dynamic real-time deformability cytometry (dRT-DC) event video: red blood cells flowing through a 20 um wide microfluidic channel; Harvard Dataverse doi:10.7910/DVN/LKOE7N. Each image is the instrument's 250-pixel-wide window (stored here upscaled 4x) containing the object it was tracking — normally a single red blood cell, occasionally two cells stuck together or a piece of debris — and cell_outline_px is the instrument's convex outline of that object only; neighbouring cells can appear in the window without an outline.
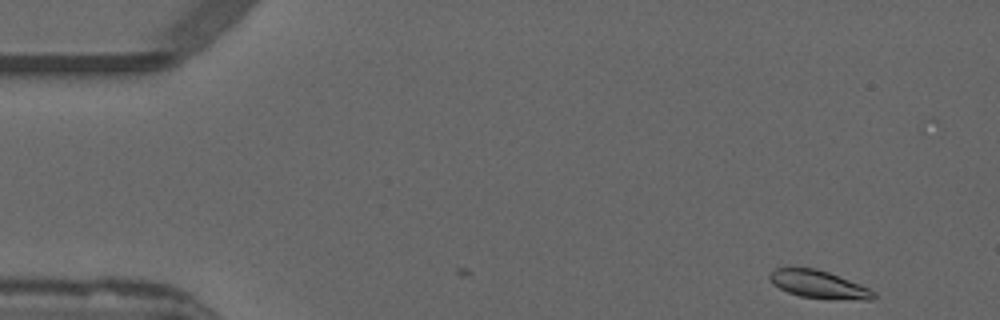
{"species": "common noctule bat (a hibernating species)", "species_latin": "Nyctalus noctula", "temperature_condition": "warm", "stored_images_in_passage": 44, "camera_frame_rate_fps": 3000, "um_per_image_px": 0.085, "animal": {"sex": "male", "forearm_length_mm": 52.5}, "frame": {"image": 1, "passage_image": 1, "time_ms": 0.0, "image_size_px": [1000, 320], "cell_outline_px": [[876, 296], [872, 300], [864, 300], [800, 296], [788, 292], [772, 284], [768, 276], [776, 268], [816, 268], [828, 272], [860, 284], [876, 292]], "centroid_in_image_um": [69.6, 24.17], "position_along_channel_um": 15.4, "area_um2": 16.47}}
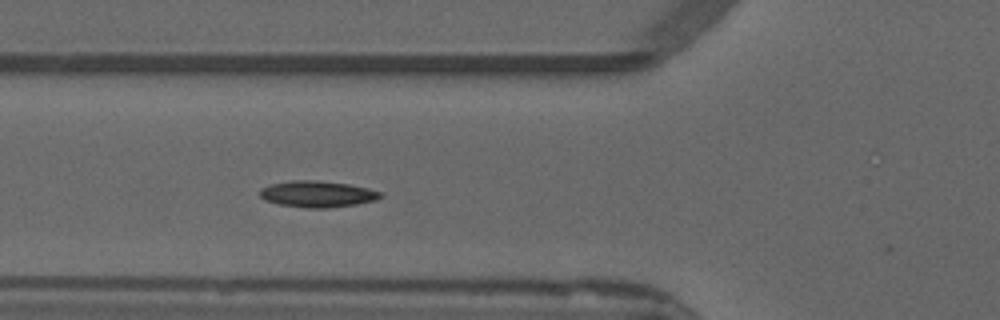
{"frame": {"image": 2, "passage_image": 16, "time_ms": 5.0, "image_size_px": [1000, 320], "cell_outline_px": [[384, 196], [376, 200], [356, 204], [328, 208], [308, 208], [280, 204], [264, 200], [260, 196], [260, 188], [272, 184], [292, 180], [316, 180], [348, 184], [368, 188], [380, 192]], "centroid_in_image_um": [26.98, 16.49], "position_along_channel_um": 98.8, "area_um2": 18.44}}
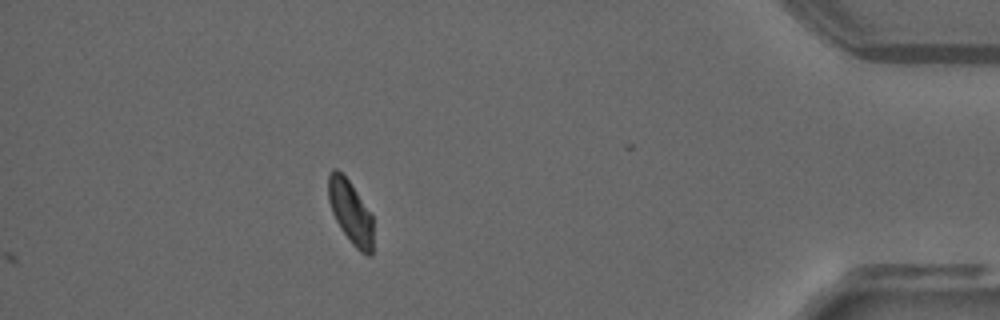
{"frame": {"image": 3, "passage_image": 44, "time_ms": 14.333, "image_size_px": [1000, 320], "cell_outline_px": [[372, 256], [368, 256], [360, 252], [352, 244], [340, 228], [332, 212], [328, 200], [328, 176], [332, 168], [336, 168], [348, 180], [372, 216]], "centroid_in_image_um": [29.77, 18.05], "position_along_channel_um": 405.4, "area_um2": 16.3}, "authors_computed_cell_mechanics": {"area_um2": 17.2822, "velocity_mm_per_s": 3.8412, "shape_relaxation_time_tau1_ms": 4.0317, "shape_relaxation_time_tau2_ms": null, "deformation_change_tau1": 0.1291, "deformation_change_tau2": null}}